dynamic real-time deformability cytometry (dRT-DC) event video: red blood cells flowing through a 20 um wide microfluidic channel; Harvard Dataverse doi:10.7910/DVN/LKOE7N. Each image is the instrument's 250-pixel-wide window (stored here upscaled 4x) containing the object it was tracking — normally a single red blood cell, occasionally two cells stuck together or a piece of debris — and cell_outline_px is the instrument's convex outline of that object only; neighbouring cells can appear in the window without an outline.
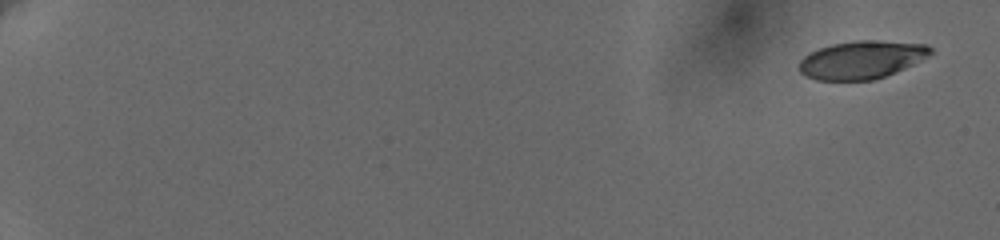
{"species": "human", "species_latin": "Homo sapiens", "temperature_condition": "cold", "stored_images_in_passage": 20, "camera_frame_rate_fps": 3000, "um_per_image_px": 0.085, "donor": {"sex": "female"}, "frame": {"image": 1, "passage_image": 1, "time_ms": 0.0, "image_size_px": [1000, 240], "cell_outline_px": [[932, 52], [912, 64], [904, 68], [884, 76], [872, 80], [816, 80], [800, 72], [800, 60], [804, 56], [820, 48], [832, 44], [856, 40], [876, 40], [928, 44], [932, 48]], "centroid_in_image_um": [73.23, 5.07], "position_along_channel_um": 11.8, "area_um2": 28.67}}
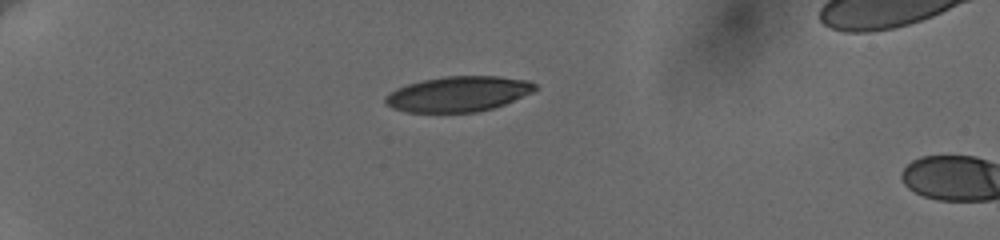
{"frame": {"image": 2, "passage_image": 17, "time_ms": 5.333, "image_size_px": [1000, 240], "cell_outline_px": [[536, 88], [532, 92], [504, 104], [492, 108], [476, 112], [408, 112], [392, 108], [384, 100], [384, 96], [396, 88], [408, 84], [424, 80], [444, 76], [500, 76], [528, 80], [536, 84]], "centroid_in_image_um": [38.94, 7.98], "position_along_channel_um": 46.1, "area_um2": 30.63}}